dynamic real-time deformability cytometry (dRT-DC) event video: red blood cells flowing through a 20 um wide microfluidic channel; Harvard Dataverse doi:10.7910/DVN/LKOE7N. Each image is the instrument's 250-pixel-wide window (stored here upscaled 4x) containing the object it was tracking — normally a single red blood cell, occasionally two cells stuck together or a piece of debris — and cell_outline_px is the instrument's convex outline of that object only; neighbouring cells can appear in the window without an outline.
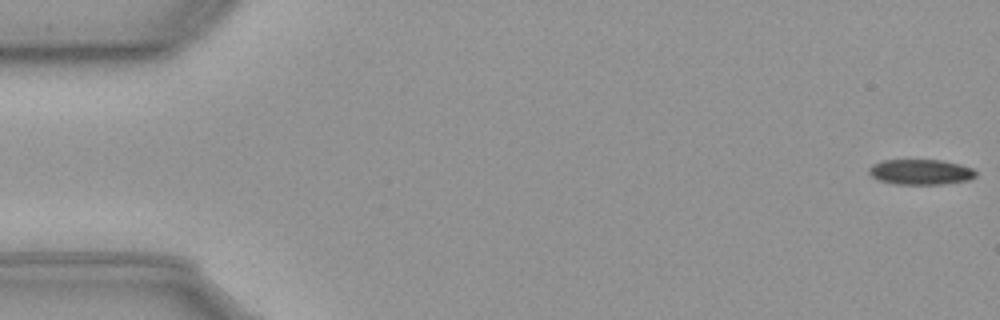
{"species": "common noctule bat (a hibernating species)", "species_latin": "Nyctalus noctula", "temperature_condition": "cold", "stored_images_in_passage": 57, "camera_frame_rate_fps": 3000, "um_per_image_px": 0.085, "animal": {"sex": "male", "body_mass_g": 23.1, "forearm_length_mm": 52.7}, "frame": {"image": 1, "passage_image": 1, "time_ms": 0.0, "image_size_px": [1000, 320], "cell_outline_px": [[976, 176], [968, 180], [944, 184], [896, 184], [876, 180], [868, 172], [868, 168], [872, 164], [880, 160], [944, 160], [960, 164], [972, 168], [976, 172]], "centroid_in_image_um": [78.23, 14.61], "position_along_channel_um": 6.8, "area_um2": 15.95}}
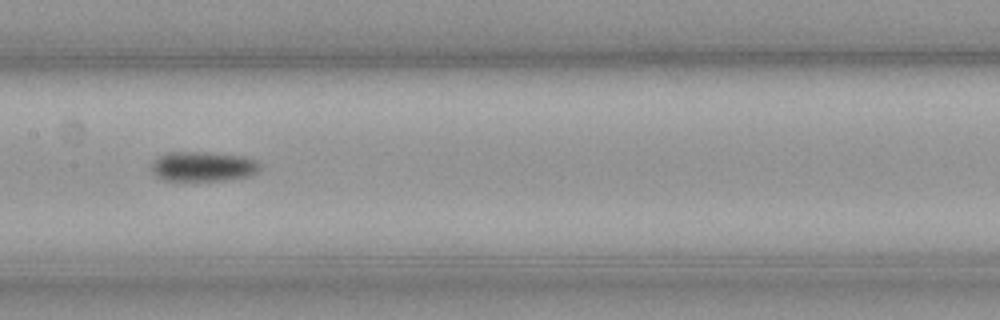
{"frame": {"image": 2, "passage_image": 28, "time_ms": 9.0, "image_size_px": [1000, 320], "cell_outline_px": [[260, 168], [252, 176], [228, 180], [164, 180], [156, 176], [152, 172], [152, 164], [160, 156], [168, 152], [188, 152], [240, 156], [256, 160], [260, 164]], "centroid_in_image_um": [17.27, 14.17], "position_along_channel_um": 190.1, "area_um2": 18.44}}
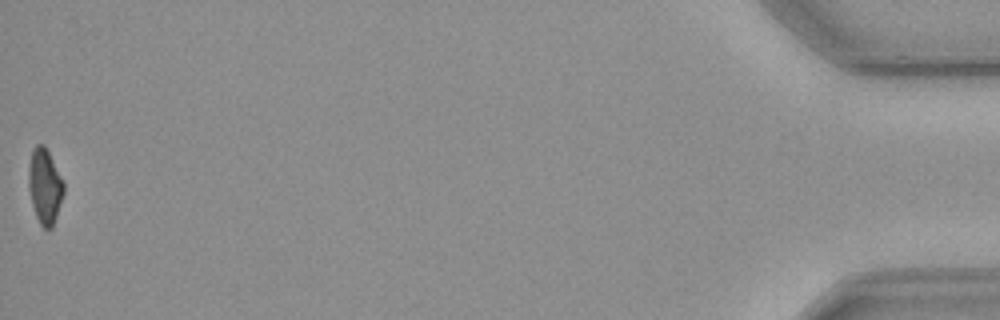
{"frame": {"image": 3, "passage_image": 57, "time_ms": 18.667, "image_size_px": [1000, 320], "cell_outline_px": [[64, 192], [52, 228], [44, 228], [40, 224], [36, 216], [32, 204], [28, 188], [28, 172], [32, 152], [36, 144], [44, 144], [64, 184]], "centroid_in_image_um": [3.79, 15.84], "position_along_channel_um": 431.4, "area_um2": 15.03}}